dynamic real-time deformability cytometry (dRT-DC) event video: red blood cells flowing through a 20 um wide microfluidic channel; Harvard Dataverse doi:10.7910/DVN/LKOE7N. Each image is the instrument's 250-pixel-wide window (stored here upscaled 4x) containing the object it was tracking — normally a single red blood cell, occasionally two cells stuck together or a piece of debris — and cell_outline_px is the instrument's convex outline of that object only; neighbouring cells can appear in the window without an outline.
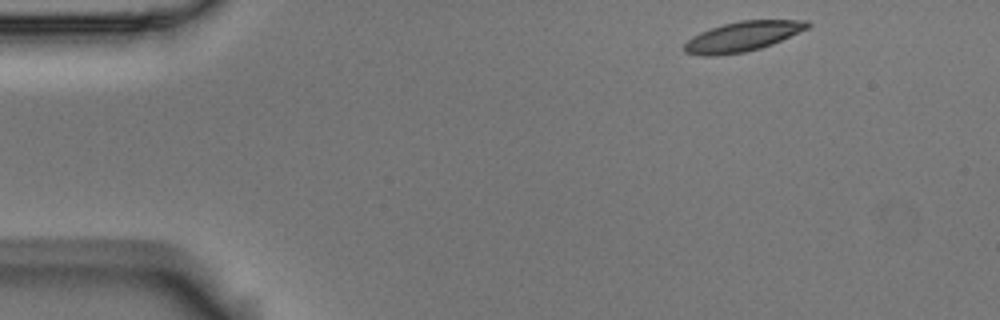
{"species": "Egyptian fruit bat (a non-hibernating species)", "species_latin": "Rousettus aegyptiacus", "temperature_condition": "room temperature", "stored_images_in_passage": 3, "camera_frame_rate_fps": 3000, "um_per_image_px": 0.085, "animal": {"sex": "male"}, "frame": {"image": 1, "passage_image": 1, "time_ms": 0.0, "image_size_px": [1000, 320], "cell_outline_px": [[812, 24], [808, 28], [772, 44], [760, 48], [744, 52], [716, 56], [704, 56], [684, 52], [684, 44], [692, 36], [700, 32], [724, 24], [740, 20], [808, 20]], "centroid_in_image_um": [63.11, 3.1], "position_along_channel_um": 21.9, "area_um2": 21.33}}